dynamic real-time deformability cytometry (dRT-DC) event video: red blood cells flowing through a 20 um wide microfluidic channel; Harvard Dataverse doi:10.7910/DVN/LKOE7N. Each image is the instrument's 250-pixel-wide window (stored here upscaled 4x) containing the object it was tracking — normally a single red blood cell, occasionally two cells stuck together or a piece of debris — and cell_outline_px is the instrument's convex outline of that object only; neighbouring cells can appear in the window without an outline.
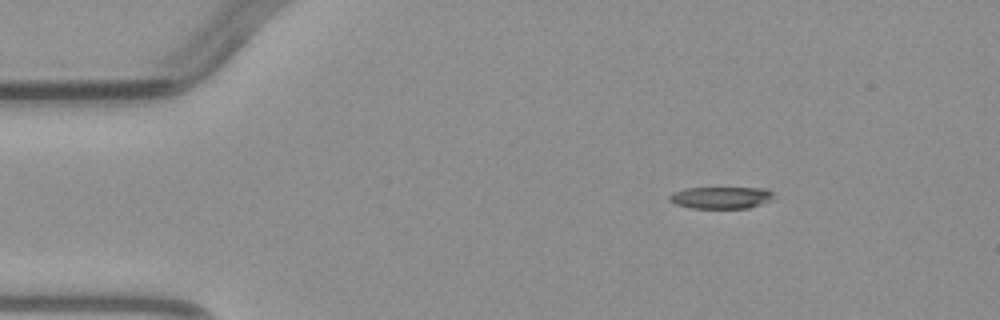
{"species": "common noctule bat (a hibernating species)", "species_latin": "Nyctalus noctula", "temperature_condition": "warm", "stored_images_in_passage": 2, "camera_frame_rate_fps": 3000, "um_per_image_px": 0.085, "animal": {"sex": "male", "body_mass_g": 23.1, "forearm_length_mm": 52.7}, "frame": {"image": 1, "passage_image": 1, "time_ms": 0.0, "image_size_px": [1000, 320], "cell_outline_px": [[772, 200], [748, 208], [692, 208], [676, 204], [668, 200], [668, 196], [672, 192], [684, 188], [768, 188], [772, 192]], "centroid_in_image_um": [61.25, 16.79], "position_along_channel_um": 23.7, "area_um2": 13.35}}